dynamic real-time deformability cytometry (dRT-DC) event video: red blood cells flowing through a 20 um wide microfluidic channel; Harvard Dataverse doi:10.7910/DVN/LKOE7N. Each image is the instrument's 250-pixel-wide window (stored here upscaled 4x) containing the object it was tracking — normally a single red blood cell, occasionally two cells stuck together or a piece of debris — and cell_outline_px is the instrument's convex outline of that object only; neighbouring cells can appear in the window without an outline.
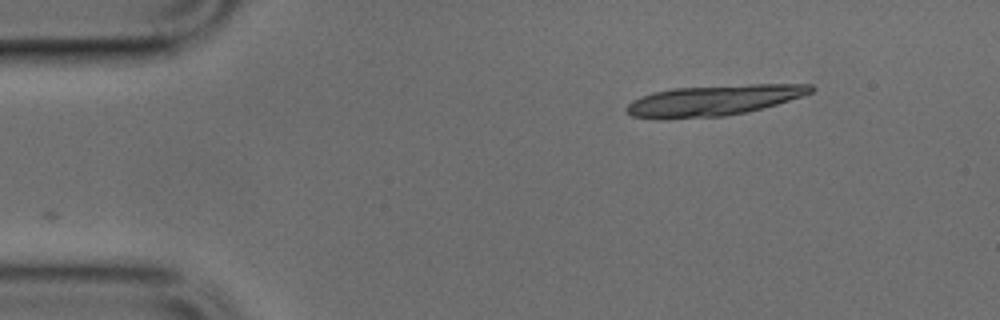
{"species": "common noctule bat (a hibernating species)", "species_latin": "Nyctalus noctula", "temperature_condition": "cold", "stored_images_in_passage": 10, "camera_frame_rate_fps": 3000, "um_per_image_px": 0.085, "animal": {"sex": "male", "body_mass_g": 17.9, "forearm_length_mm": 54.2}, "frame": {"image": 1, "passage_image": 1, "time_ms": 0.0, "image_size_px": [1000, 320], "cell_outline_px": [[816, 88], [812, 92], [776, 104], [748, 112], [724, 116], [664, 120], [656, 120], [632, 116], [624, 112], [624, 108], [632, 100], [652, 92], [672, 88], [748, 84], [812, 84]], "centroid_in_image_um": [60.56, 8.55], "position_along_channel_um": 24.4, "area_um2": 33.41}}